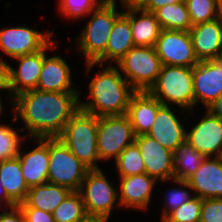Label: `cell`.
I'll use <instances>...</instances> for the list:
<instances>
[{
    "label": "cell",
    "mask_w": 222,
    "mask_h": 222,
    "mask_svg": "<svg viewBox=\"0 0 222 222\" xmlns=\"http://www.w3.org/2000/svg\"><path fill=\"white\" fill-rule=\"evenodd\" d=\"M90 14L76 39V49L83 53L86 62H95L106 51L113 25L123 11H117L116 0H104Z\"/></svg>",
    "instance_id": "cell-4"
},
{
    "label": "cell",
    "mask_w": 222,
    "mask_h": 222,
    "mask_svg": "<svg viewBox=\"0 0 222 222\" xmlns=\"http://www.w3.org/2000/svg\"><path fill=\"white\" fill-rule=\"evenodd\" d=\"M119 178L120 188L118 190L120 191H118V199L120 207L148 210L152 191L158 181L146 173L119 176Z\"/></svg>",
    "instance_id": "cell-17"
},
{
    "label": "cell",
    "mask_w": 222,
    "mask_h": 222,
    "mask_svg": "<svg viewBox=\"0 0 222 222\" xmlns=\"http://www.w3.org/2000/svg\"><path fill=\"white\" fill-rule=\"evenodd\" d=\"M162 104L148 91H135L129 100L126 115L135 136L147 134L155 120L157 110Z\"/></svg>",
    "instance_id": "cell-23"
},
{
    "label": "cell",
    "mask_w": 222,
    "mask_h": 222,
    "mask_svg": "<svg viewBox=\"0 0 222 222\" xmlns=\"http://www.w3.org/2000/svg\"><path fill=\"white\" fill-rule=\"evenodd\" d=\"M154 48L162 65L193 68L199 62L189 31L162 29Z\"/></svg>",
    "instance_id": "cell-10"
},
{
    "label": "cell",
    "mask_w": 222,
    "mask_h": 222,
    "mask_svg": "<svg viewBox=\"0 0 222 222\" xmlns=\"http://www.w3.org/2000/svg\"><path fill=\"white\" fill-rule=\"evenodd\" d=\"M205 157L187 142L173 152L174 179L188 180L199 168Z\"/></svg>",
    "instance_id": "cell-27"
},
{
    "label": "cell",
    "mask_w": 222,
    "mask_h": 222,
    "mask_svg": "<svg viewBox=\"0 0 222 222\" xmlns=\"http://www.w3.org/2000/svg\"><path fill=\"white\" fill-rule=\"evenodd\" d=\"M186 132L187 129L184 128L171 106L161 105L147 135L174 152L179 145L186 142Z\"/></svg>",
    "instance_id": "cell-18"
},
{
    "label": "cell",
    "mask_w": 222,
    "mask_h": 222,
    "mask_svg": "<svg viewBox=\"0 0 222 222\" xmlns=\"http://www.w3.org/2000/svg\"><path fill=\"white\" fill-rule=\"evenodd\" d=\"M206 114L186 132V142L204 157H222V119L206 109Z\"/></svg>",
    "instance_id": "cell-14"
},
{
    "label": "cell",
    "mask_w": 222,
    "mask_h": 222,
    "mask_svg": "<svg viewBox=\"0 0 222 222\" xmlns=\"http://www.w3.org/2000/svg\"><path fill=\"white\" fill-rule=\"evenodd\" d=\"M1 90H2V89L0 88V91H1ZM1 97H2V96L0 95V117H1L2 113H4V112H3V108H4L3 106H4V105H3L2 101H1V100H2Z\"/></svg>",
    "instance_id": "cell-46"
},
{
    "label": "cell",
    "mask_w": 222,
    "mask_h": 222,
    "mask_svg": "<svg viewBox=\"0 0 222 222\" xmlns=\"http://www.w3.org/2000/svg\"><path fill=\"white\" fill-rule=\"evenodd\" d=\"M202 199L195 196L170 212L161 222H200Z\"/></svg>",
    "instance_id": "cell-35"
},
{
    "label": "cell",
    "mask_w": 222,
    "mask_h": 222,
    "mask_svg": "<svg viewBox=\"0 0 222 222\" xmlns=\"http://www.w3.org/2000/svg\"><path fill=\"white\" fill-rule=\"evenodd\" d=\"M219 63H221L222 64V46H221V48H220V50H219V53H218V55H217V57L215 58Z\"/></svg>",
    "instance_id": "cell-45"
},
{
    "label": "cell",
    "mask_w": 222,
    "mask_h": 222,
    "mask_svg": "<svg viewBox=\"0 0 222 222\" xmlns=\"http://www.w3.org/2000/svg\"><path fill=\"white\" fill-rule=\"evenodd\" d=\"M121 9L134 10L143 9L149 2V0H121Z\"/></svg>",
    "instance_id": "cell-41"
},
{
    "label": "cell",
    "mask_w": 222,
    "mask_h": 222,
    "mask_svg": "<svg viewBox=\"0 0 222 222\" xmlns=\"http://www.w3.org/2000/svg\"><path fill=\"white\" fill-rule=\"evenodd\" d=\"M34 140L38 143L37 147L27 153L20 149L18 154L22 175L29 188L48 182L49 138Z\"/></svg>",
    "instance_id": "cell-20"
},
{
    "label": "cell",
    "mask_w": 222,
    "mask_h": 222,
    "mask_svg": "<svg viewBox=\"0 0 222 222\" xmlns=\"http://www.w3.org/2000/svg\"><path fill=\"white\" fill-rule=\"evenodd\" d=\"M193 25L213 21L222 15V7L217 0H185Z\"/></svg>",
    "instance_id": "cell-30"
},
{
    "label": "cell",
    "mask_w": 222,
    "mask_h": 222,
    "mask_svg": "<svg viewBox=\"0 0 222 222\" xmlns=\"http://www.w3.org/2000/svg\"><path fill=\"white\" fill-rule=\"evenodd\" d=\"M119 176H132L146 173L144 161L138 146L133 143L127 146L115 160Z\"/></svg>",
    "instance_id": "cell-31"
},
{
    "label": "cell",
    "mask_w": 222,
    "mask_h": 222,
    "mask_svg": "<svg viewBox=\"0 0 222 222\" xmlns=\"http://www.w3.org/2000/svg\"><path fill=\"white\" fill-rule=\"evenodd\" d=\"M148 92L162 105L173 103L179 108L192 113L195 106L192 68L162 65L155 83Z\"/></svg>",
    "instance_id": "cell-5"
},
{
    "label": "cell",
    "mask_w": 222,
    "mask_h": 222,
    "mask_svg": "<svg viewBox=\"0 0 222 222\" xmlns=\"http://www.w3.org/2000/svg\"><path fill=\"white\" fill-rule=\"evenodd\" d=\"M98 117L81 108L70 118L58 137L90 170L100 169L97 152Z\"/></svg>",
    "instance_id": "cell-3"
},
{
    "label": "cell",
    "mask_w": 222,
    "mask_h": 222,
    "mask_svg": "<svg viewBox=\"0 0 222 222\" xmlns=\"http://www.w3.org/2000/svg\"><path fill=\"white\" fill-rule=\"evenodd\" d=\"M71 190L46 182L29 188L25 201L19 207H32L51 213L64 201Z\"/></svg>",
    "instance_id": "cell-25"
},
{
    "label": "cell",
    "mask_w": 222,
    "mask_h": 222,
    "mask_svg": "<svg viewBox=\"0 0 222 222\" xmlns=\"http://www.w3.org/2000/svg\"><path fill=\"white\" fill-rule=\"evenodd\" d=\"M219 5L222 7V0H217Z\"/></svg>",
    "instance_id": "cell-47"
},
{
    "label": "cell",
    "mask_w": 222,
    "mask_h": 222,
    "mask_svg": "<svg viewBox=\"0 0 222 222\" xmlns=\"http://www.w3.org/2000/svg\"><path fill=\"white\" fill-rule=\"evenodd\" d=\"M71 72L65 59L59 55L51 57L46 55L36 89L51 92H81L73 87Z\"/></svg>",
    "instance_id": "cell-22"
},
{
    "label": "cell",
    "mask_w": 222,
    "mask_h": 222,
    "mask_svg": "<svg viewBox=\"0 0 222 222\" xmlns=\"http://www.w3.org/2000/svg\"><path fill=\"white\" fill-rule=\"evenodd\" d=\"M25 222H55L51 213L32 207H20Z\"/></svg>",
    "instance_id": "cell-37"
},
{
    "label": "cell",
    "mask_w": 222,
    "mask_h": 222,
    "mask_svg": "<svg viewBox=\"0 0 222 222\" xmlns=\"http://www.w3.org/2000/svg\"><path fill=\"white\" fill-rule=\"evenodd\" d=\"M0 88L2 90H6V92L8 91L10 93L9 90V64L6 62V60L4 61L1 57H0Z\"/></svg>",
    "instance_id": "cell-39"
},
{
    "label": "cell",
    "mask_w": 222,
    "mask_h": 222,
    "mask_svg": "<svg viewBox=\"0 0 222 222\" xmlns=\"http://www.w3.org/2000/svg\"><path fill=\"white\" fill-rule=\"evenodd\" d=\"M79 192L87 215L110 217L115 204L119 205L118 190L109 183L101 168L87 172Z\"/></svg>",
    "instance_id": "cell-9"
},
{
    "label": "cell",
    "mask_w": 222,
    "mask_h": 222,
    "mask_svg": "<svg viewBox=\"0 0 222 222\" xmlns=\"http://www.w3.org/2000/svg\"><path fill=\"white\" fill-rule=\"evenodd\" d=\"M153 13L162 29L189 31L192 27L185 2L160 7Z\"/></svg>",
    "instance_id": "cell-28"
},
{
    "label": "cell",
    "mask_w": 222,
    "mask_h": 222,
    "mask_svg": "<svg viewBox=\"0 0 222 222\" xmlns=\"http://www.w3.org/2000/svg\"><path fill=\"white\" fill-rule=\"evenodd\" d=\"M89 170L59 138H49V183L79 191Z\"/></svg>",
    "instance_id": "cell-7"
},
{
    "label": "cell",
    "mask_w": 222,
    "mask_h": 222,
    "mask_svg": "<svg viewBox=\"0 0 222 222\" xmlns=\"http://www.w3.org/2000/svg\"><path fill=\"white\" fill-rule=\"evenodd\" d=\"M179 2H185V0H149L148 4L143 8V10L148 11V12H154L160 7H163L169 4H176Z\"/></svg>",
    "instance_id": "cell-40"
},
{
    "label": "cell",
    "mask_w": 222,
    "mask_h": 222,
    "mask_svg": "<svg viewBox=\"0 0 222 222\" xmlns=\"http://www.w3.org/2000/svg\"><path fill=\"white\" fill-rule=\"evenodd\" d=\"M80 92L30 90L13 98L12 122L19 118L33 138H58L70 118L80 109Z\"/></svg>",
    "instance_id": "cell-1"
},
{
    "label": "cell",
    "mask_w": 222,
    "mask_h": 222,
    "mask_svg": "<svg viewBox=\"0 0 222 222\" xmlns=\"http://www.w3.org/2000/svg\"><path fill=\"white\" fill-rule=\"evenodd\" d=\"M200 222H222V198L202 199Z\"/></svg>",
    "instance_id": "cell-36"
},
{
    "label": "cell",
    "mask_w": 222,
    "mask_h": 222,
    "mask_svg": "<svg viewBox=\"0 0 222 222\" xmlns=\"http://www.w3.org/2000/svg\"><path fill=\"white\" fill-rule=\"evenodd\" d=\"M142 155L146 174L159 182L174 179L173 152L147 134L135 136L134 142Z\"/></svg>",
    "instance_id": "cell-13"
},
{
    "label": "cell",
    "mask_w": 222,
    "mask_h": 222,
    "mask_svg": "<svg viewBox=\"0 0 222 222\" xmlns=\"http://www.w3.org/2000/svg\"><path fill=\"white\" fill-rule=\"evenodd\" d=\"M54 46V41L51 40L42 50L13 58L19 62V68L15 69L9 64L10 106L13 107L14 97L36 89L46 51L53 50L56 48Z\"/></svg>",
    "instance_id": "cell-11"
},
{
    "label": "cell",
    "mask_w": 222,
    "mask_h": 222,
    "mask_svg": "<svg viewBox=\"0 0 222 222\" xmlns=\"http://www.w3.org/2000/svg\"><path fill=\"white\" fill-rule=\"evenodd\" d=\"M175 184H178L179 187L177 188H170L171 190L168 191V194L166 196V199L164 197V206L162 215H161V221L173 210L177 209L179 206L184 204L185 202H188L193 197H195L193 190L190 187V184L186 180H178L173 179L172 180ZM192 193H191V192Z\"/></svg>",
    "instance_id": "cell-33"
},
{
    "label": "cell",
    "mask_w": 222,
    "mask_h": 222,
    "mask_svg": "<svg viewBox=\"0 0 222 222\" xmlns=\"http://www.w3.org/2000/svg\"><path fill=\"white\" fill-rule=\"evenodd\" d=\"M20 131H23V129L19 128L17 131L7 124H0V161L18 156L22 146L21 140L24 141L25 138H29L28 134L20 135Z\"/></svg>",
    "instance_id": "cell-32"
},
{
    "label": "cell",
    "mask_w": 222,
    "mask_h": 222,
    "mask_svg": "<svg viewBox=\"0 0 222 222\" xmlns=\"http://www.w3.org/2000/svg\"><path fill=\"white\" fill-rule=\"evenodd\" d=\"M2 202H5L4 206L5 209L7 208H13L15 206H17L7 195L5 189L2 186V182H1V178H0V206L2 205ZM8 206V207H7Z\"/></svg>",
    "instance_id": "cell-42"
},
{
    "label": "cell",
    "mask_w": 222,
    "mask_h": 222,
    "mask_svg": "<svg viewBox=\"0 0 222 222\" xmlns=\"http://www.w3.org/2000/svg\"><path fill=\"white\" fill-rule=\"evenodd\" d=\"M123 11V15L130 21L134 46L154 47L162 31L154 13L143 9Z\"/></svg>",
    "instance_id": "cell-24"
},
{
    "label": "cell",
    "mask_w": 222,
    "mask_h": 222,
    "mask_svg": "<svg viewBox=\"0 0 222 222\" xmlns=\"http://www.w3.org/2000/svg\"><path fill=\"white\" fill-rule=\"evenodd\" d=\"M115 64L135 91H148L162 68L155 48L149 46H134Z\"/></svg>",
    "instance_id": "cell-6"
},
{
    "label": "cell",
    "mask_w": 222,
    "mask_h": 222,
    "mask_svg": "<svg viewBox=\"0 0 222 222\" xmlns=\"http://www.w3.org/2000/svg\"><path fill=\"white\" fill-rule=\"evenodd\" d=\"M47 30L41 33L26 26L9 27L0 30V50L12 59L42 50L52 39Z\"/></svg>",
    "instance_id": "cell-12"
},
{
    "label": "cell",
    "mask_w": 222,
    "mask_h": 222,
    "mask_svg": "<svg viewBox=\"0 0 222 222\" xmlns=\"http://www.w3.org/2000/svg\"><path fill=\"white\" fill-rule=\"evenodd\" d=\"M0 222H25L24 215L19 206L5 209L0 214Z\"/></svg>",
    "instance_id": "cell-38"
},
{
    "label": "cell",
    "mask_w": 222,
    "mask_h": 222,
    "mask_svg": "<svg viewBox=\"0 0 222 222\" xmlns=\"http://www.w3.org/2000/svg\"><path fill=\"white\" fill-rule=\"evenodd\" d=\"M187 181L201 199L222 198V157H205Z\"/></svg>",
    "instance_id": "cell-16"
},
{
    "label": "cell",
    "mask_w": 222,
    "mask_h": 222,
    "mask_svg": "<svg viewBox=\"0 0 222 222\" xmlns=\"http://www.w3.org/2000/svg\"><path fill=\"white\" fill-rule=\"evenodd\" d=\"M88 84L90 101H80V108L97 117L125 115L135 90L120 70L109 64L100 69Z\"/></svg>",
    "instance_id": "cell-2"
},
{
    "label": "cell",
    "mask_w": 222,
    "mask_h": 222,
    "mask_svg": "<svg viewBox=\"0 0 222 222\" xmlns=\"http://www.w3.org/2000/svg\"><path fill=\"white\" fill-rule=\"evenodd\" d=\"M104 0H59V12L67 19L88 17L90 13Z\"/></svg>",
    "instance_id": "cell-34"
},
{
    "label": "cell",
    "mask_w": 222,
    "mask_h": 222,
    "mask_svg": "<svg viewBox=\"0 0 222 222\" xmlns=\"http://www.w3.org/2000/svg\"><path fill=\"white\" fill-rule=\"evenodd\" d=\"M133 47L130 21L122 14L113 25L106 51L95 62H85L86 72L89 74L96 65L104 68V63L108 61L109 64L118 62Z\"/></svg>",
    "instance_id": "cell-19"
},
{
    "label": "cell",
    "mask_w": 222,
    "mask_h": 222,
    "mask_svg": "<svg viewBox=\"0 0 222 222\" xmlns=\"http://www.w3.org/2000/svg\"><path fill=\"white\" fill-rule=\"evenodd\" d=\"M208 110L222 119V95L208 108Z\"/></svg>",
    "instance_id": "cell-43"
},
{
    "label": "cell",
    "mask_w": 222,
    "mask_h": 222,
    "mask_svg": "<svg viewBox=\"0 0 222 222\" xmlns=\"http://www.w3.org/2000/svg\"><path fill=\"white\" fill-rule=\"evenodd\" d=\"M55 222H79L87 213L79 191H71L52 212Z\"/></svg>",
    "instance_id": "cell-29"
},
{
    "label": "cell",
    "mask_w": 222,
    "mask_h": 222,
    "mask_svg": "<svg viewBox=\"0 0 222 222\" xmlns=\"http://www.w3.org/2000/svg\"><path fill=\"white\" fill-rule=\"evenodd\" d=\"M189 34L199 61L215 59L222 46V16L210 22L193 25Z\"/></svg>",
    "instance_id": "cell-21"
},
{
    "label": "cell",
    "mask_w": 222,
    "mask_h": 222,
    "mask_svg": "<svg viewBox=\"0 0 222 222\" xmlns=\"http://www.w3.org/2000/svg\"><path fill=\"white\" fill-rule=\"evenodd\" d=\"M195 106L208 109L222 95V64L216 59L199 61L192 68Z\"/></svg>",
    "instance_id": "cell-15"
},
{
    "label": "cell",
    "mask_w": 222,
    "mask_h": 222,
    "mask_svg": "<svg viewBox=\"0 0 222 222\" xmlns=\"http://www.w3.org/2000/svg\"><path fill=\"white\" fill-rule=\"evenodd\" d=\"M135 142V134L128 116L98 117L97 152L100 161L118 158L119 154Z\"/></svg>",
    "instance_id": "cell-8"
},
{
    "label": "cell",
    "mask_w": 222,
    "mask_h": 222,
    "mask_svg": "<svg viewBox=\"0 0 222 222\" xmlns=\"http://www.w3.org/2000/svg\"><path fill=\"white\" fill-rule=\"evenodd\" d=\"M108 216L86 215L79 222H108Z\"/></svg>",
    "instance_id": "cell-44"
},
{
    "label": "cell",
    "mask_w": 222,
    "mask_h": 222,
    "mask_svg": "<svg viewBox=\"0 0 222 222\" xmlns=\"http://www.w3.org/2000/svg\"><path fill=\"white\" fill-rule=\"evenodd\" d=\"M0 178L8 197L18 206L25 201L29 187L22 175L19 157L0 161Z\"/></svg>",
    "instance_id": "cell-26"
}]
</instances>
